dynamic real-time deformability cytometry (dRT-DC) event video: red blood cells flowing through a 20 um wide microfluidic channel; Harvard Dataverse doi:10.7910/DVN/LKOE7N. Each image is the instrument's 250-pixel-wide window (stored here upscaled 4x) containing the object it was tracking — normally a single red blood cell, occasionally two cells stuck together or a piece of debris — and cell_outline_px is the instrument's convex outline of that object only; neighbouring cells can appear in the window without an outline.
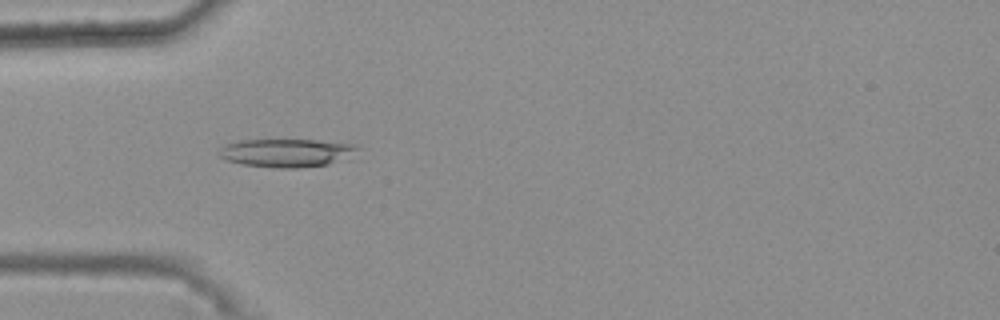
{"species": "common noctule bat (a hibernating species)", "species_latin": "Nyctalus noctula", "temperature_condition": "warm", "stored_images_in_passage": 47, "camera_frame_rate_fps": 3000, "um_per_image_px": 0.085, "animal": {"sex": "female", "body_mass_g": 25.1}, "frame": {"image": 1, "passage_image": 16, "time_ms": 5.0, "image_size_px": [1000, 320], "cell_outline_px": [[360, 148], [328, 164], [300, 168], [276, 168], [244, 164], [228, 160], [220, 156], [220, 148], [224, 144], [240, 140], [316, 140], [356, 144]], "centroid_in_image_um": [24.29, 12.98], "position_along_channel_um": 60.7, "area_um2": 22.25}}
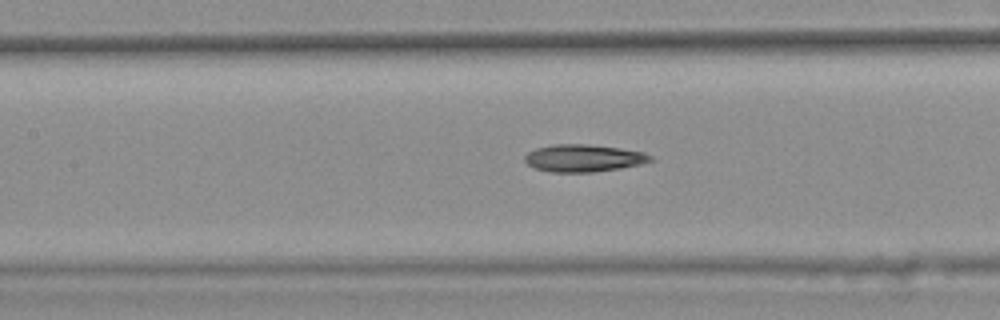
{"frame": {"image": 2, "passage_image": 24, "time_ms": 7.667, "image_size_px": [1000, 320], "cell_outline_px": [[656, 160], [640, 164], [620, 168], [592, 172], [548, 172], [536, 168], [528, 164], [524, 160], [524, 156], [528, 152], [536, 148], [552, 144], [588, 144], [620, 148], [644, 152], [652, 156]], "centroid_in_image_um": [49.61, 13.43], "position_along_channel_um": 157.8, "area_um2": 20.11}}
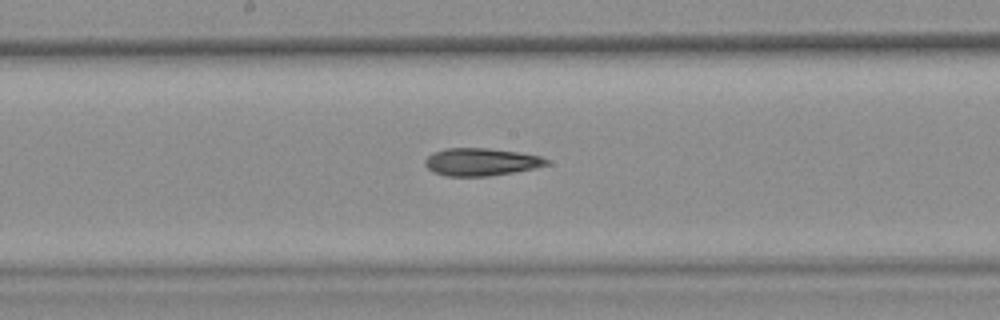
{"frame": {"image": 3, "passage_image": 28, "time_ms": 9.0, "image_size_px": [1000, 320], "cell_outline_px": [[548, 164], [532, 168], [512, 172], [488, 176], [444, 176], [432, 172], [424, 164], [424, 160], [432, 152], [448, 148], [484, 148], [516, 152], [540, 156], [548, 160]], "centroid_in_image_um": [40.8, 13.77], "position_along_channel_um": 207.4, "area_um2": 19.31}, "authors_computed_cell_mechanics": {"area_um2": 20.1144, "velocity_mm_per_s": 3.723, "shape_relaxation_time_tau1_ms": null, "shape_relaxation_time_tau2_ms": 10.5207, "deformation_change_tau1": null, "deformation_change_tau2": 0.226}}